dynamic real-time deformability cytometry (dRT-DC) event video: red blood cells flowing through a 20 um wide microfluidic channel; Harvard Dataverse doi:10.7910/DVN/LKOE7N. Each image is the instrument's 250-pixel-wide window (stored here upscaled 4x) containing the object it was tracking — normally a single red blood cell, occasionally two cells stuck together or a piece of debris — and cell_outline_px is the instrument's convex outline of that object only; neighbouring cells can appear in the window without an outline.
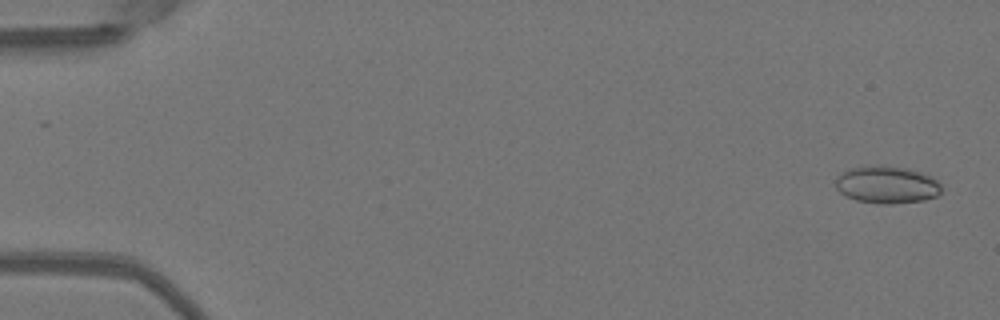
{"species": "Egyptian fruit bat (a non-hibernating species)", "species_latin": "Rousettus aegyptiacus", "temperature_condition": "warm", "stored_images_in_passage": 51, "camera_frame_rate_fps": 3000, "um_per_image_px": 0.085, "animal": {"sex": "female"}, "frame": {"image": 1, "passage_image": 2, "time_ms": 0.333, "image_size_px": [1000, 320], "cell_outline_px": [[940, 192], [936, 196], [924, 200], [892, 204], [880, 204], [856, 200], [844, 196], [836, 188], [836, 176], [852, 168], [908, 168], [932, 176], [940, 184]], "centroid_in_image_um": [75.39, 15.75], "position_along_channel_um": 9.6, "area_um2": 22.37}}
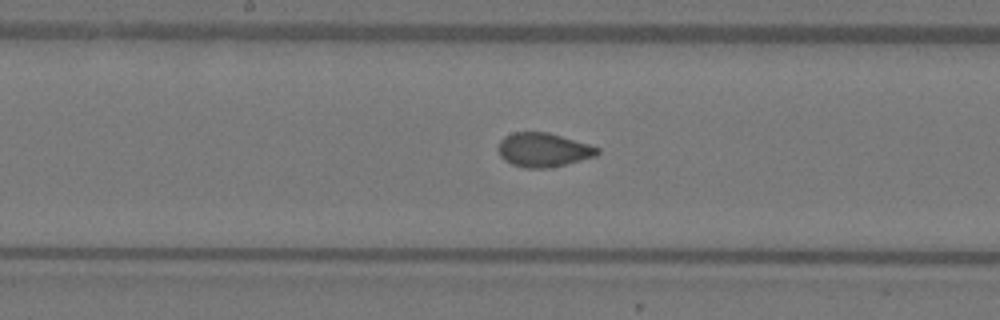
{"frame": {"image": 2, "passage_image": 27, "time_ms": 8.667, "image_size_px": [1000, 320], "cell_outline_px": [[600, 152], [596, 156], [548, 168], [524, 168], [512, 164], [504, 160], [500, 156], [496, 148], [500, 140], [504, 136], [512, 132], [548, 132], [588, 144], [600, 148]], "centroid_in_image_um": [46.14, 12.73], "position_along_channel_um": 202.1, "area_um2": 19.71}}
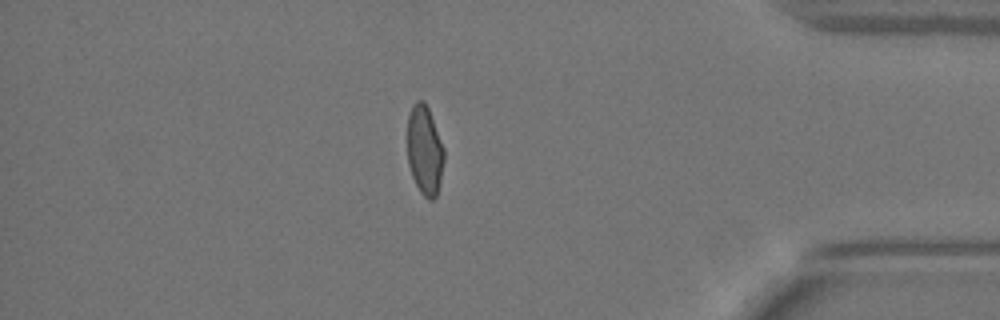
{"frame": {"image": 3, "passage_image": 44, "time_ms": 14.333, "image_size_px": [1000, 320], "cell_outline_px": [[444, 160], [440, 180], [436, 196], [432, 200], [428, 200], [420, 192], [412, 176], [408, 164], [408, 116], [412, 104], [416, 100], [424, 100], [428, 108], [444, 148]], "centroid_in_image_um": [36.09, 12.76], "position_along_channel_um": 399.1, "area_um2": 19.02}, "authors_computed_cell_mechanics": {"area_um2": 19.941, "velocity_mm_per_s": 4.0554, "shape_relaxation_time_tau1_ms": 10.5445, "shape_relaxation_time_tau2_ms": null, "deformation_change_tau1": 0.1848, "deformation_change_tau2": null}}